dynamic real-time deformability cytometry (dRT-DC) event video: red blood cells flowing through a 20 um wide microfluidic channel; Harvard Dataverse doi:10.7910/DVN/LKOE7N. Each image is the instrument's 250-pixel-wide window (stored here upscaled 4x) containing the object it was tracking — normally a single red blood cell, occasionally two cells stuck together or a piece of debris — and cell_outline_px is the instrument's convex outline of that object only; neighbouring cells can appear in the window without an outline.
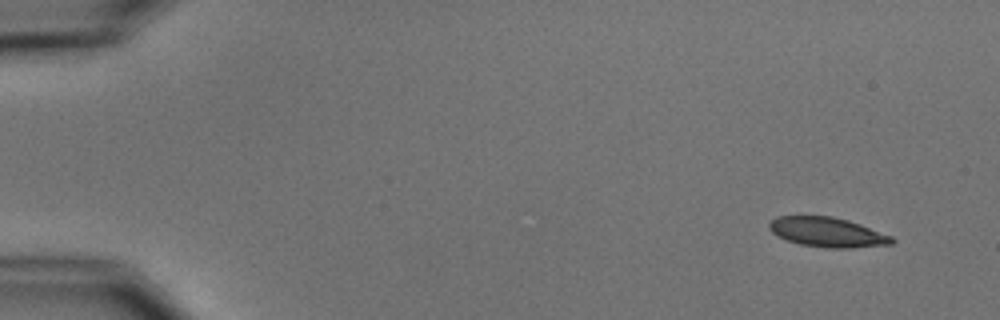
{"species": "common noctule bat (a hibernating species)", "species_latin": "Nyctalus noctula", "temperature_condition": "cold", "stored_images_in_passage": 6, "segment_of_instrument_passage": [2, 2], "camera_frame_rate_fps": 3000, "um_per_image_px": 0.085, "animal": {"sex": "male", "body_mass_g": 15.6}, "frame": {"image": 1, "passage_image": 6, "time_ms": 6.667, "image_size_px": [1000, 320], "cell_outline_px": [[896, 240], [892, 244], [852, 248], [828, 248], [800, 244], [776, 236], [768, 228], [768, 224], [776, 216], [832, 216], [848, 220], [860, 224], [892, 236]], "centroid_in_image_um": [70.33, 19.74], "position_along_channel_um": 14.7, "area_um2": 21.27}}